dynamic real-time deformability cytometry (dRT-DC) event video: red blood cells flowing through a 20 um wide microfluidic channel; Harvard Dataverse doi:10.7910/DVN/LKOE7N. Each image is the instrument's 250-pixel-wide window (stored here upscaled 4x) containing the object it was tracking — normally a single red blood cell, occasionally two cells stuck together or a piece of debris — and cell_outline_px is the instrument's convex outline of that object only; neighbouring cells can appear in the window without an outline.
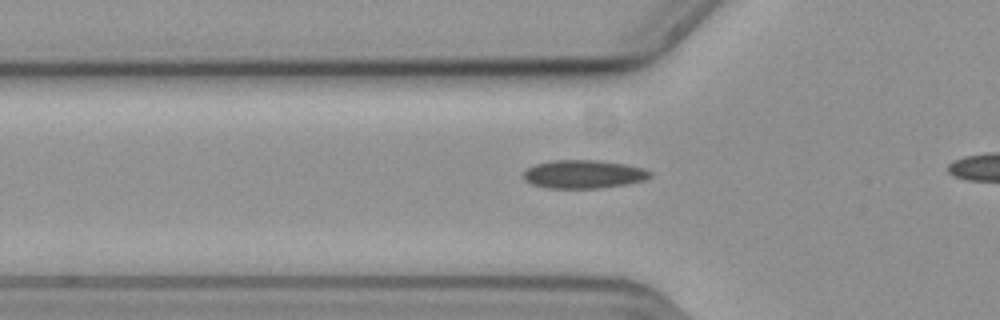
{"species": "common noctule bat (a hibernating species)", "species_latin": "Nyctalus noctula", "temperature_condition": "cold", "stored_images_in_passage": 30, "camera_frame_rate_fps": 3000, "um_per_image_px": 0.085, "animal": {"sex": "female", "body_mass_g": 19.3, "forearm_length_mm": 54.1}, "frame": {"image": 1, "passage_image": 3, "time_ms": 0.667, "image_size_px": [1000, 320], "cell_outline_px": [[652, 176], [644, 180], [624, 184], [596, 188], [548, 188], [532, 184], [524, 180], [524, 172], [528, 168], [536, 164], [552, 160], [600, 160], [628, 164], [644, 168], [652, 172]], "centroid_in_image_um": [49.63, 14.79], "position_along_channel_um": 76.2, "area_um2": 20.92}}
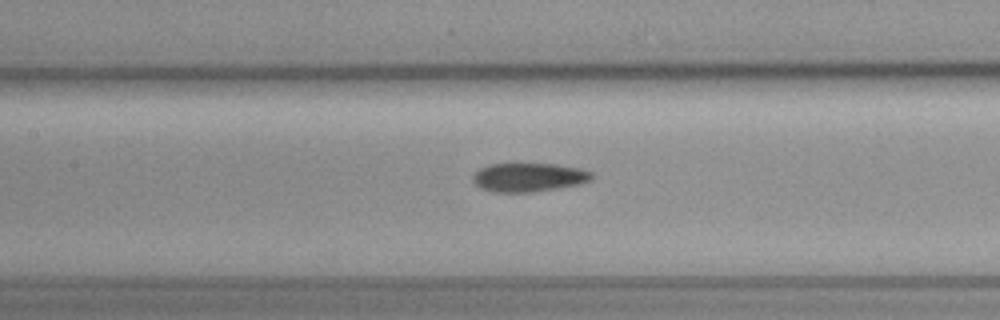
{"frame": {"image": 2, "passage_image": 10, "time_ms": 3.0, "image_size_px": [1000, 320], "cell_outline_px": [[592, 180], [580, 184], [532, 192], [492, 192], [480, 188], [472, 180], [472, 176], [480, 168], [488, 164], [512, 160], [556, 164], [580, 168], [592, 172]], "centroid_in_image_um": [44.89, 15.01], "position_along_channel_um": 162.5, "area_um2": 20.92}}
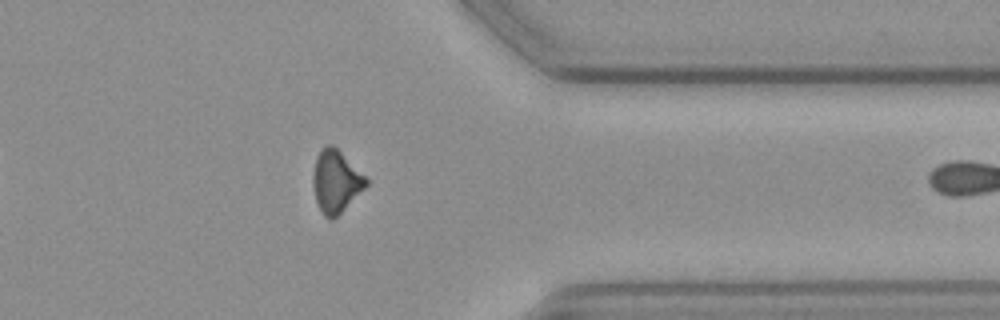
{"frame": {"image": 3, "passage_image": 29, "time_ms": 9.333, "image_size_px": [1000, 320], "cell_outline_px": [[368, 184], [332, 220], [328, 220], [324, 216], [316, 200], [312, 184], [312, 176], [316, 156], [320, 148], [328, 144], [332, 144], [368, 180]], "centroid_in_image_um": [28.5, 15.41], "position_along_channel_um": 382.9, "area_um2": 18.84}}